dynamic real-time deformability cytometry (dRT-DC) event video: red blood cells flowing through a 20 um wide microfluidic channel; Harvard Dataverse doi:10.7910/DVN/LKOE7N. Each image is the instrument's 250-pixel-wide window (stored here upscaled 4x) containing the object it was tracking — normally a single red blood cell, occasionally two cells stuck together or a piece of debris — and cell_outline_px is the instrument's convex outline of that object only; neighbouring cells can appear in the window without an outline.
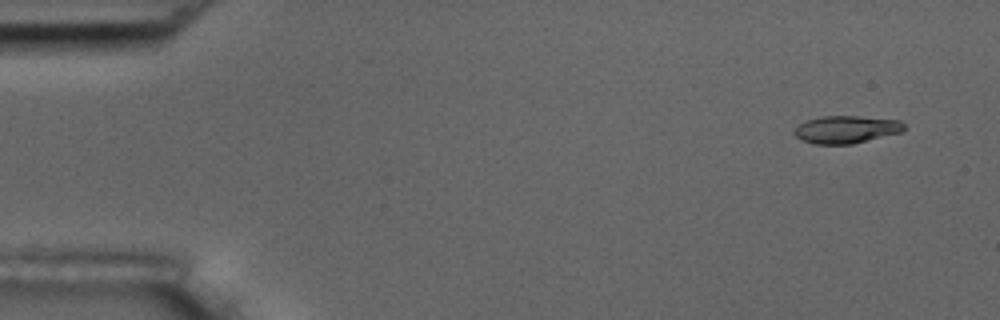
{"species": "common noctule bat (a hibernating species)", "species_latin": "Nyctalus noctula", "temperature_condition": "room temperature", "stored_images_in_passage": 4, "camera_frame_rate_fps": 3000, "um_per_image_px": 0.085, "animal": {"sex": "male", "body_mass_g": 17.5, "forearm_length_mm": 52.3}, "frame": {"image": 1, "passage_image": 1, "time_ms": 0.0, "image_size_px": [1000, 320], "cell_outline_px": [[904, 128], [900, 132], [852, 144], [816, 144], [804, 140], [796, 136], [792, 132], [800, 124], [808, 120], [820, 116], [856, 116], [900, 120], [904, 124]], "centroid_in_image_um": [71.92, 11.0], "position_along_channel_um": 13.1, "area_um2": 17.34}}
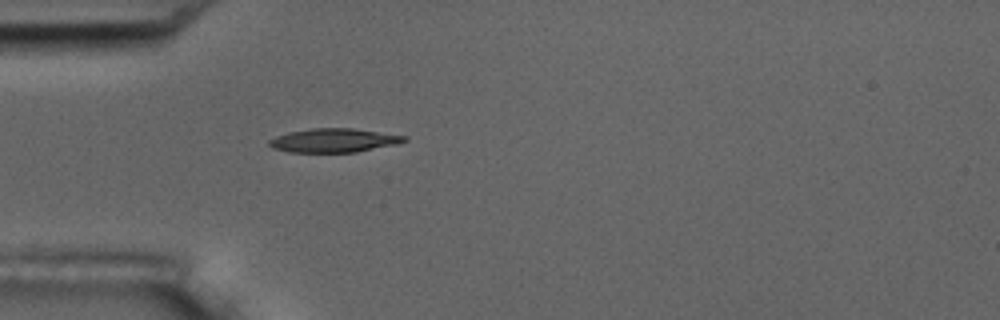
{"frame": {"image": 2, "passage_image": 4, "time_ms": 1.0, "image_size_px": [1000, 320], "cell_outline_px": [[408, 140], [396, 144], [356, 152], [288, 152], [272, 148], [268, 144], [268, 140], [276, 136], [288, 132], [312, 128], [352, 128], [408, 136]], "centroid_in_image_um": [28.36, 11.93], "position_along_channel_um": 56.6, "area_um2": 18.79}}